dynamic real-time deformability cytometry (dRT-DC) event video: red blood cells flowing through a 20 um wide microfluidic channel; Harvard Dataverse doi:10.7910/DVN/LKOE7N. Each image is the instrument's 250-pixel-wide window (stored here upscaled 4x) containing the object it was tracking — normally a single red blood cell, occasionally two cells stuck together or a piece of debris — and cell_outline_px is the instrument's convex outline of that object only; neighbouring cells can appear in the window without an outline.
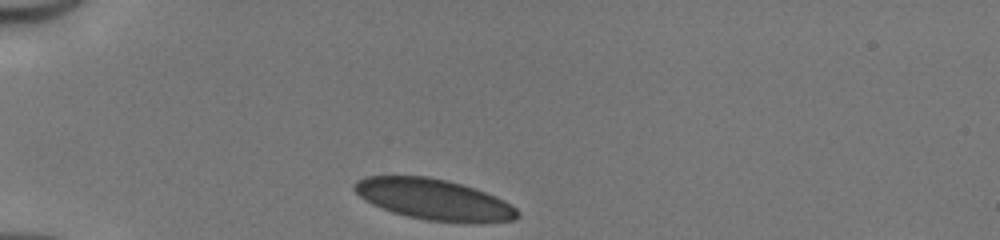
{"species": "human", "species_latin": "Homo sapiens", "temperature_condition": "cold", "stored_images_in_passage": 5, "camera_frame_rate_fps": 3000, "um_per_image_px": 0.085, "donor": {"sex": "male"}, "frame": {"image": 1, "passage_image": 1, "time_ms": 0.0, "image_size_px": [1000, 240], "cell_outline_px": [[520, 216], [516, 220], [472, 224], [428, 220], [408, 216], [392, 212], [372, 204], [364, 200], [352, 188], [352, 184], [356, 180], [368, 176], [428, 176], [448, 180], [484, 192], [504, 200], [516, 208], [520, 212]], "centroid_in_image_um": [36.89, 16.97], "position_along_channel_um": 48.1, "area_um2": 39.07}}
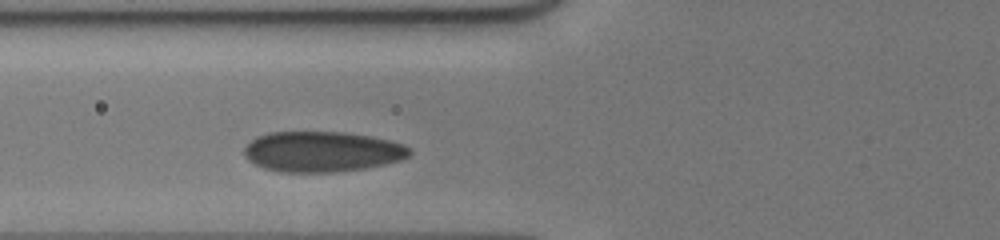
{"frame": {"image": 2, "passage_image": 5, "time_ms": 1.333, "image_size_px": [1000, 240], "cell_outline_px": [[412, 152], [408, 156], [400, 160], [384, 164], [364, 168], [336, 172], [280, 172], [264, 168], [248, 160], [244, 156], [244, 148], [256, 136], [268, 132], [344, 132], [372, 136], [404, 144]], "centroid_in_image_um": [27.36, 12.88], "position_along_channel_um": 98.4, "area_um2": 39.02}}